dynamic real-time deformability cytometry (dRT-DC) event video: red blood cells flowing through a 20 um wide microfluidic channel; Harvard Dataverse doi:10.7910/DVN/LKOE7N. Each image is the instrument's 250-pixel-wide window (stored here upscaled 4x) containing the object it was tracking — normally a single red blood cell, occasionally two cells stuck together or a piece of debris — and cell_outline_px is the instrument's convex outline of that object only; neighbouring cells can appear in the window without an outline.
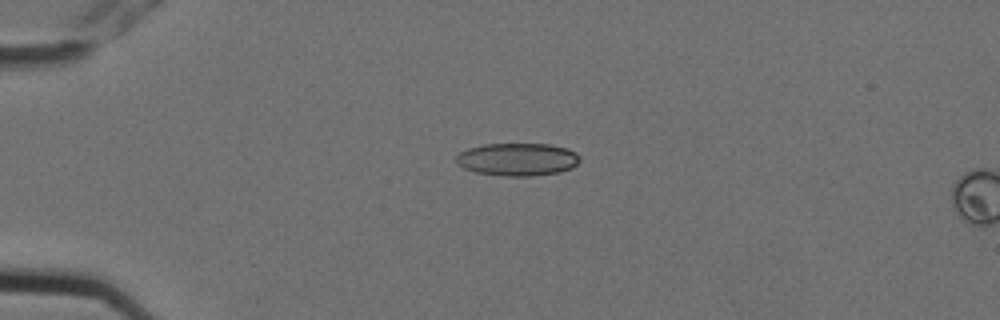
{"species": "Egyptian fruit bat (a non-hibernating species)", "species_latin": "Rousettus aegyptiacus", "temperature_condition": "cold", "stored_images_in_passage": 4, "camera_frame_rate_fps": 3000, "um_per_image_px": 0.085, "animal": {"sex": "female"}, "frame": {"image": 1, "passage_image": 3, "time_ms": 0.667, "image_size_px": [1000, 320], "cell_outline_px": [[580, 160], [572, 168], [560, 172], [532, 176], [504, 176], [476, 172], [464, 168], [456, 164], [456, 156], [460, 152], [468, 148], [484, 144], [548, 144], [568, 148], [576, 152], [580, 156]], "centroid_in_image_um": [44.0, 13.54], "position_along_channel_um": 41.0, "area_um2": 23.76}}